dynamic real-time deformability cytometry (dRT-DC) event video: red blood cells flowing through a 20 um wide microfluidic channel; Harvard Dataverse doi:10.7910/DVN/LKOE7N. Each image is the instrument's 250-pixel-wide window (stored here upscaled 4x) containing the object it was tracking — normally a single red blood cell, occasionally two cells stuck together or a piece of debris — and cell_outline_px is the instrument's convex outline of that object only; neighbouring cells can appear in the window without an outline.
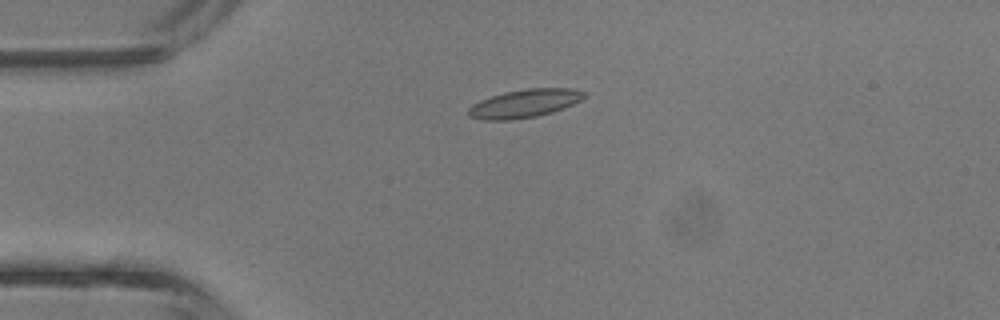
{"species": "common noctule bat (a hibernating species)", "species_latin": "Nyctalus noctula", "temperature_condition": "room temperature", "stored_images_in_passage": 1, "camera_frame_rate_fps": 3000, "um_per_image_px": 0.085, "animal": {"sex": "male", "body_mass_g": 13.3}, "frame": {"image": 1, "passage_image": 1, "time_ms": 0.0, "image_size_px": [1000, 320], "cell_outline_px": [[588, 96], [564, 108], [552, 112], [536, 116], [508, 120], [480, 120], [468, 116], [468, 108], [472, 104], [480, 100], [504, 92], [524, 88], [572, 88], [588, 92]], "centroid_in_image_um": [44.6, 8.78], "position_along_channel_um": 40.4, "area_um2": 19.25}}